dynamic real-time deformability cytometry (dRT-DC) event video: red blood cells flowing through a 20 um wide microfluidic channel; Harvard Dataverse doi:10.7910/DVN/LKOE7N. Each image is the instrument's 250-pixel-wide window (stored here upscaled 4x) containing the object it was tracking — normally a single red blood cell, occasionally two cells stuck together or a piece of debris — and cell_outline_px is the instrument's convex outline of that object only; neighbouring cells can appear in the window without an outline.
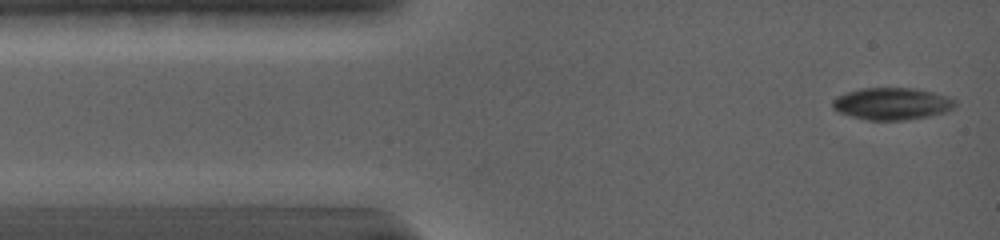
{"species": "common noctule bat (a hibernating species)", "species_latin": "Nyctalus noctula", "temperature_condition": "warm", "stored_images_in_passage": 67, "camera_frame_rate_fps": 5000, "um_per_image_px": 0.085, "animal": {"sex": "female", "body_mass_g": 19.0, "forearm_length_mm": 56.7}, "frame": {"image": 1, "passage_image": 2, "time_ms": 0.2, "image_size_px": [1000, 240], "cell_outline_px": [[956, 104], [952, 108], [944, 112], [928, 116], [904, 120], [868, 120], [852, 116], [840, 112], [832, 108], [832, 100], [836, 96], [844, 92], [860, 88], [916, 88], [948, 96], [956, 100]], "centroid_in_image_um": [75.79, 8.8], "position_along_channel_um": 9.2, "area_um2": 22.95}}
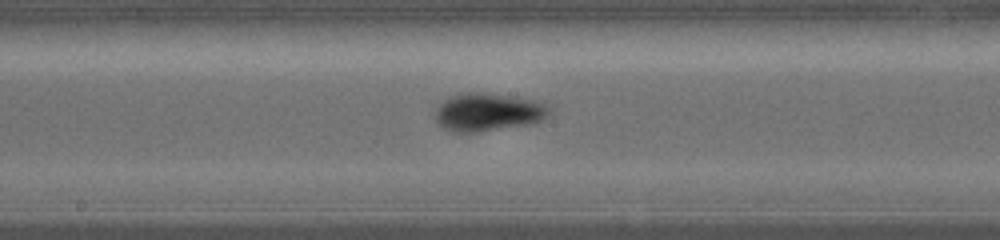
{"frame": {"image": 2, "passage_image": 37, "time_ms": 7.0, "image_size_px": [1000, 240], "cell_outline_px": [[548, 116], [532, 124], [480, 132], [452, 132], [444, 128], [436, 120], [436, 108], [440, 104], [456, 96], [476, 92], [528, 100], [540, 104], [548, 108]], "centroid_in_image_um": [41.44, 9.59], "position_along_channel_um": 206.8, "area_um2": 24.1}}
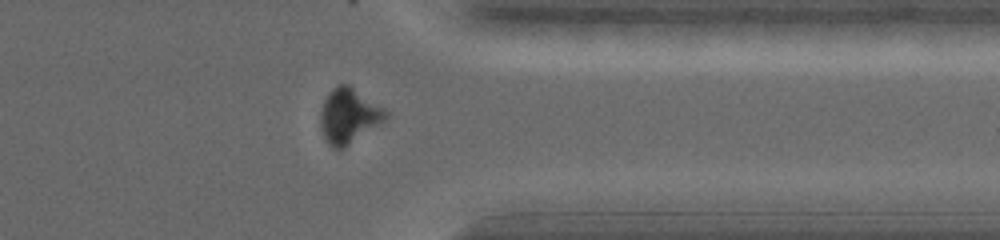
{"frame": {"image": 3, "passage_image": 59, "time_ms": 11.6, "image_size_px": [1000, 240], "cell_outline_px": [[388, 116], [384, 120], [344, 148], [332, 148], [328, 144], [320, 128], [320, 112], [324, 100], [328, 92], [332, 88], [340, 84], [348, 84], [384, 108], [388, 112]], "centroid_in_image_um": [29.61, 9.84], "position_along_channel_um": 381.8, "area_um2": 20.63}, "authors_computed_cell_mechanics": {"area_um2": 23.12, "velocity_mm_per_s": 3.8673, "shape_relaxation_time_tau1_ms": 2.5024, "shape_relaxation_time_tau2_ms": 4.2918, "deformation_change_tau1": 0.1449, "deformation_change_tau2": 0.058}}